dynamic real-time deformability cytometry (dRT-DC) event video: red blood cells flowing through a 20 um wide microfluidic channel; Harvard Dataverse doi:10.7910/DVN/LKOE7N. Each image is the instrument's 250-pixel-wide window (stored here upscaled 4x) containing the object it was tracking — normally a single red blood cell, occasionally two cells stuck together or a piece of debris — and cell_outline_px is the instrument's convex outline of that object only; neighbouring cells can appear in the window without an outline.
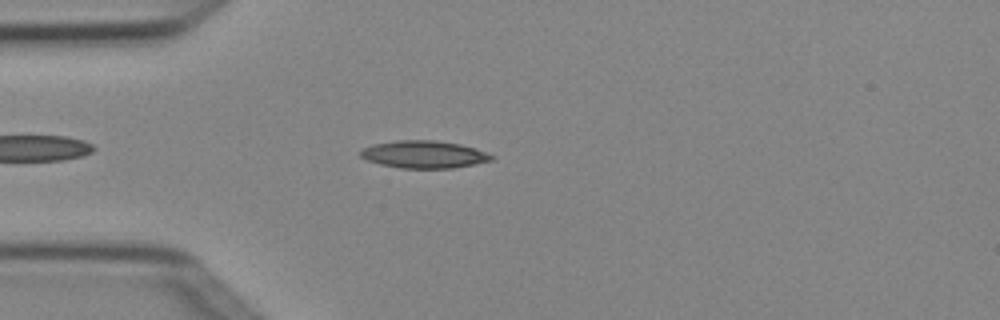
{"species": "Egyptian fruit bat (a non-hibernating species)", "species_latin": "Rousettus aegyptiacus", "temperature_condition": "cold", "stored_images_in_passage": 4, "camera_frame_rate_fps": 3000, "um_per_image_px": 0.085, "animal": {"sex": "female"}, "frame": {"image": 1, "passage_image": 4, "time_ms": 1.0, "image_size_px": [1000, 320], "cell_outline_px": [[496, 156], [492, 160], [452, 168], [400, 168], [380, 164], [368, 160], [360, 156], [360, 152], [364, 148], [372, 144], [400, 140], [436, 140], [460, 144], [476, 148], [488, 152]], "centroid_in_image_um": [36.07, 13.12], "position_along_channel_um": 48.9, "area_um2": 20.92}}